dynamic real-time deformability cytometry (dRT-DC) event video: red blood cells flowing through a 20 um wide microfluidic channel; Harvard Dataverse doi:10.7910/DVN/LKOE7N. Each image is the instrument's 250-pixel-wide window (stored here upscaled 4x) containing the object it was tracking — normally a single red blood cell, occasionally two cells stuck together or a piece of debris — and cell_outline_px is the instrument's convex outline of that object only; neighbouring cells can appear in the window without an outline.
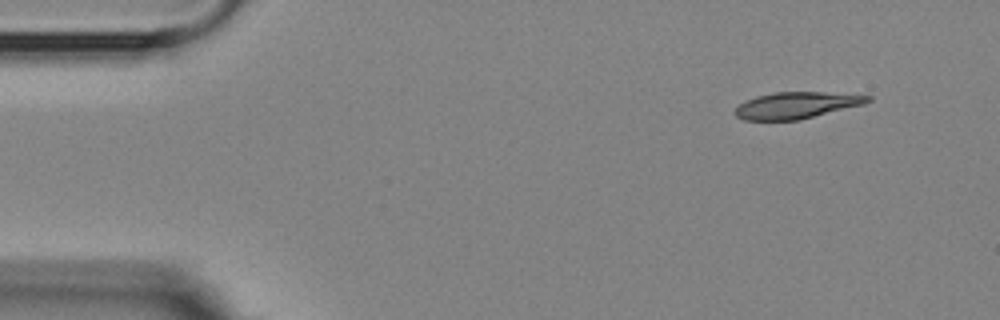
{"species": "Egyptian fruit bat (a non-hibernating species)", "species_latin": "Rousettus aegyptiacus", "temperature_condition": "room temperature", "stored_images_in_passage": 51, "camera_frame_rate_fps": 3000, "um_per_image_px": 0.085, "animal": {"sex": "female"}, "frame": {"image": 1, "passage_image": 1, "time_ms": 0.0, "image_size_px": [1000, 320], "cell_outline_px": [[872, 100], [864, 104], [796, 120], [744, 120], [736, 116], [736, 108], [740, 104], [756, 96], [776, 92], [824, 92], [872, 96]], "centroid_in_image_um": [67.7, 8.94], "position_along_channel_um": 17.3, "area_um2": 20.11}}
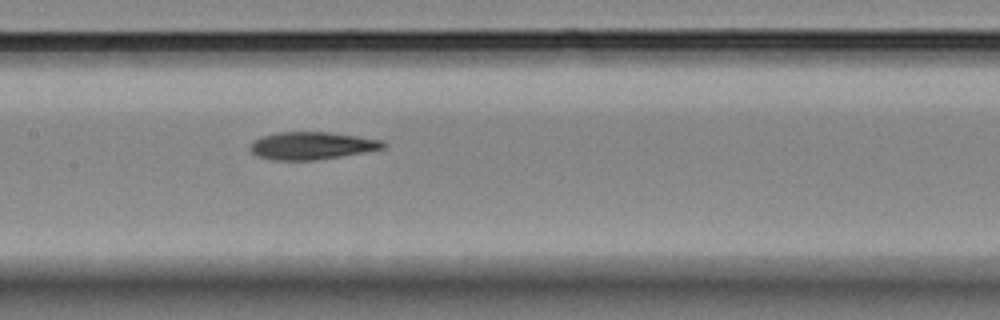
{"frame": {"image": 2, "passage_image": 22, "time_ms": 7.0, "image_size_px": [1000, 320], "cell_outline_px": [[388, 144], [384, 148], [364, 152], [340, 156], [312, 160], [272, 160], [256, 156], [248, 148], [252, 140], [260, 136], [276, 132], [328, 132], [384, 140]], "centroid_in_image_um": [26.45, 12.37], "position_along_channel_um": 180.9, "area_um2": 21.5}}
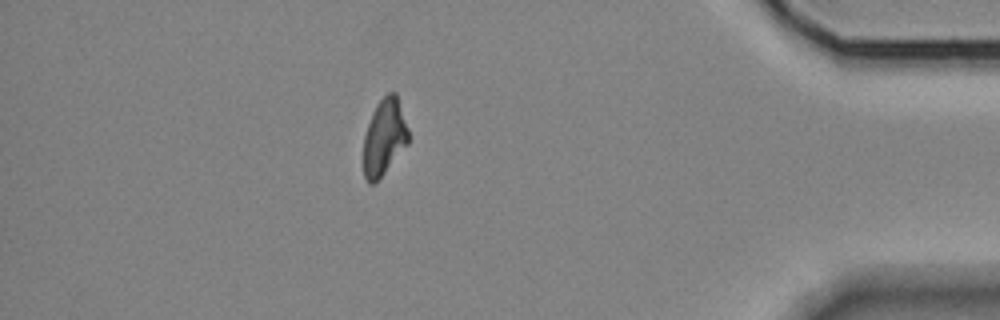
{"frame": {"image": 3, "passage_image": 44, "time_ms": 14.333, "image_size_px": [1000, 320], "cell_outline_px": [[408, 144], [384, 172], [372, 184], [368, 184], [364, 176], [364, 136], [372, 112], [376, 104], [388, 92], [396, 92], [408, 128]], "centroid_in_image_um": [32.66, 11.63], "position_along_channel_um": 402.5, "area_um2": 19.71}, "authors_computed_cell_mechanics": {"area_um2": 21.5016, "velocity_mm_per_s": 3.5989, "shape_relaxation_time_tau1_ms": null, "shape_relaxation_time_tau2_ms": 6.619, "deformation_change_tau1": null, "deformation_change_tau2": 0.1367}}